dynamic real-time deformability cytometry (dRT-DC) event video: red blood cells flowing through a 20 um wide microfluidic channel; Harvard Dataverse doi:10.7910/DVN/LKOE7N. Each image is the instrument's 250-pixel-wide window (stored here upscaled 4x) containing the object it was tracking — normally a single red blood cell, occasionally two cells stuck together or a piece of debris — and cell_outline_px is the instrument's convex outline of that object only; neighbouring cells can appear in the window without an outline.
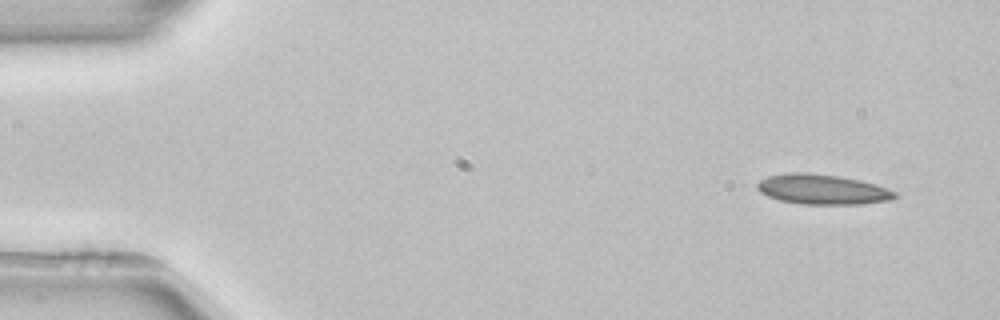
{"species": "common noctule bat (a hibernating species)", "species_latin": "Nyctalus noctula", "temperature_condition": "room temperature", "stored_images_in_passage": 3, "camera_frame_rate_fps": 3000, "um_per_image_px": 0.085, "animal": {"sex": "female", "body_mass_g": 22.7, "forearm_length_mm": 54.2}, "frame": {"image": 1, "passage_image": 1, "time_ms": 0.0, "image_size_px": [1000, 320], "cell_outline_px": [[900, 196], [892, 200], [860, 204], [800, 204], [780, 200], [768, 196], [760, 192], [756, 188], [756, 184], [760, 180], [768, 176], [784, 172], [808, 172], [840, 176], [860, 180], [876, 184], [896, 192]], "centroid_in_image_um": [69.91, 16.09], "position_along_channel_um": 15.1, "area_um2": 24.39}}